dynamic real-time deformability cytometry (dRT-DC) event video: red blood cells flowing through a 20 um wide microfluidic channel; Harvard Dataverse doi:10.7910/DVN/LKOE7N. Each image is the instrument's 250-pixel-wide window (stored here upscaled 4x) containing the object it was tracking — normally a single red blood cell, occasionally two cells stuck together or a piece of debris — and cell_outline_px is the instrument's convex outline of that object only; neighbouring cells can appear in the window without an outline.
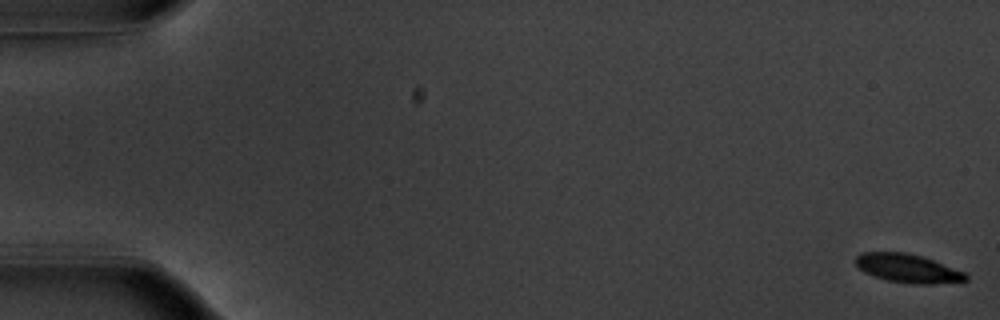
{"species": "common noctule bat (a hibernating species)", "species_latin": "Nyctalus noctula", "temperature_condition": "warm", "stored_images_in_passage": 31, "camera_frame_rate_fps": 3000, "um_per_image_px": 0.085, "animal": {"sex": "male", "body_mass_g": 20.1, "forearm_length_mm": 53.5}, "frame": {"image": 1, "passage_image": 1, "time_ms": 0.0, "image_size_px": [1000, 320], "cell_outline_px": [[968, 280], [932, 284], [912, 284], [888, 280], [864, 272], [856, 264], [856, 256], [860, 252], [908, 252], [932, 260], [964, 272], [968, 276]], "centroid_in_image_um": [77.15, 22.8], "position_along_channel_um": 7.9, "area_um2": 18.09}}
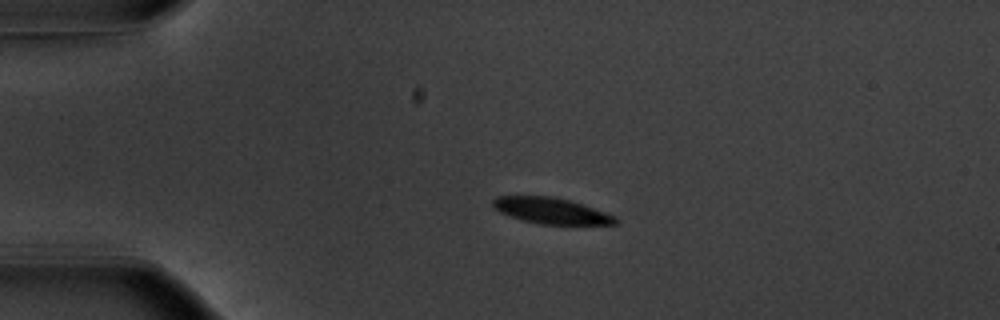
{"frame": {"image": 2, "passage_image": 13, "time_ms": 4.0, "image_size_px": [1000, 320], "cell_outline_px": [[620, 220], [616, 224], [540, 224], [520, 220], [508, 216], [492, 208], [492, 200], [496, 196], [556, 196], [616, 216]], "centroid_in_image_um": [46.79, 17.91], "position_along_channel_um": 38.2, "area_um2": 18.61}}